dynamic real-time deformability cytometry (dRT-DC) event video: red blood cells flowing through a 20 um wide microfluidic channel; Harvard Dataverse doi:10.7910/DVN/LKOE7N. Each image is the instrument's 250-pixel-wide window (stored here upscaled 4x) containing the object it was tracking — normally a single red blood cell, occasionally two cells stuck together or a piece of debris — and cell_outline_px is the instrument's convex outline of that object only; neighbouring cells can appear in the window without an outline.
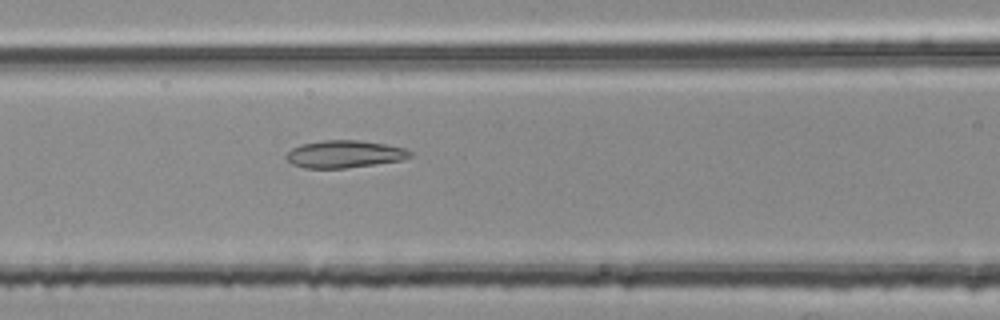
{"species": "common noctule bat (a hibernating species)", "species_latin": "Nyctalus noctula", "temperature_condition": "room temperature", "stored_images_in_passage": 54, "segment_of_instrument_passage": [2, 2], "camera_frame_rate_fps": 3000, "um_per_image_px": 0.085, "animal": {"sex": "female", "body_mass_g": 25.1}, "frame": {"image": 1, "passage_image": 23, "time_ms": 7.333, "image_size_px": [1000, 320], "cell_outline_px": [[412, 156], [404, 160], [348, 168], [304, 168], [292, 164], [284, 160], [284, 156], [292, 148], [300, 144], [324, 140], [360, 140], [388, 144], [404, 148], [412, 152]], "centroid_in_image_um": [29.27, 13.1], "position_along_channel_um": 137.3, "area_um2": 20.11}}
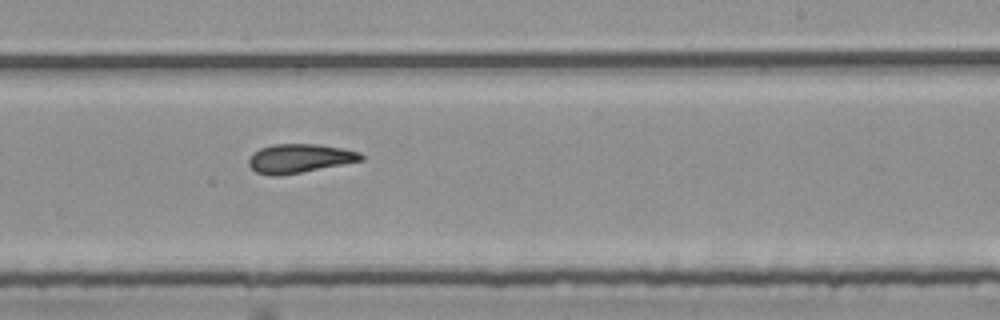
{"frame": {"image": 2, "passage_image": 33, "time_ms": 10.667, "image_size_px": [1000, 320], "cell_outline_px": [[364, 160], [280, 176], [272, 176], [256, 172], [248, 164], [248, 160], [260, 148], [272, 144], [320, 144], [360, 152], [364, 156]], "centroid_in_image_um": [25.47, 13.46], "position_along_channel_um": 263.5, "area_um2": 18.79}}
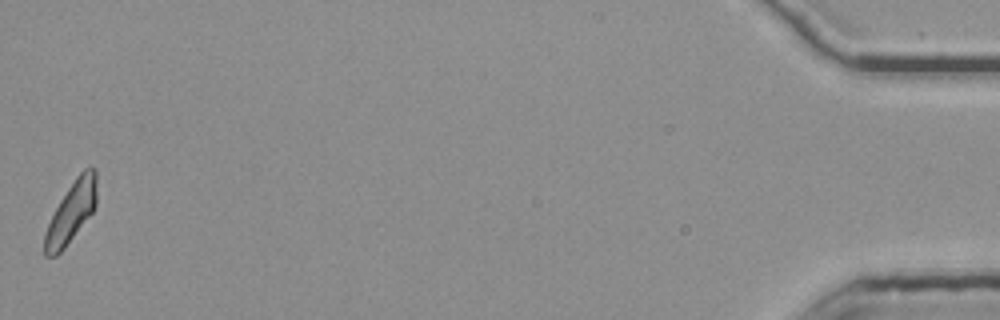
{"frame": {"image": 3, "passage_image": 54, "time_ms": 17.667, "image_size_px": [1000, 320], "cell_outline_px": [[96, 204], [92, 212], [64, 248], [56, 256], [44, 256], [44, 232], [60, 200], [76, 176], [84, 168], [96, 168]], "centroid_in_image_um": [6.05, 18.03], "position_along_channel_um": 429.2, "area_um2": 18.09}}